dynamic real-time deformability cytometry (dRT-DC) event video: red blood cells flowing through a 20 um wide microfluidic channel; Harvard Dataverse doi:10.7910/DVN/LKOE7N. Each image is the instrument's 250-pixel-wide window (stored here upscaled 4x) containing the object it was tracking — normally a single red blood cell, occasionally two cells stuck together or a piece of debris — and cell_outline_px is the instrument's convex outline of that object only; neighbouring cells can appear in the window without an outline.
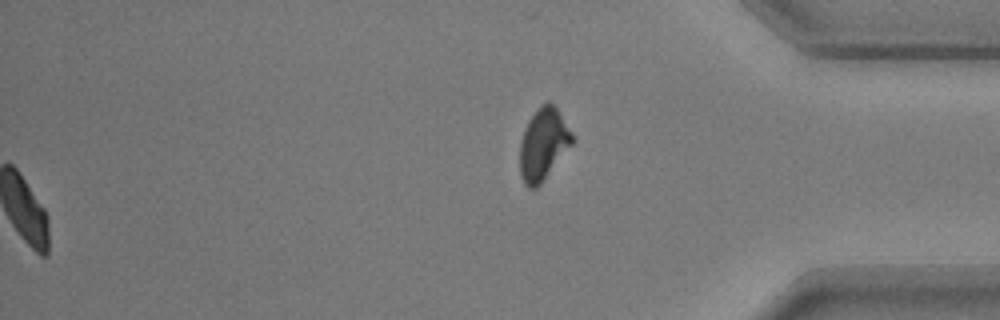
{"species": "common noctule bat (a hibernating species)", "species_latin": "Nyctalus noctula", "temperature_condition": "warm", "stored_images_in_passage": 57, "segment_of_instrument_passage": [2, 2], "camera_frame_rate_fps": 3000, "um_per_image_px": 0.085, "animal": {"sex": "male", "body_mass_g": 17.9, "forearm_length_mm": 54.2}, "frame": {"image": 1, "passage_image": 57, "time_ms": 18.667, "image_size_px": [1000, 320], "cell_outline_px": [[572, 144], [540, 184], [536, 188], [528, 188], [524, 184], [520, 176], [520, 140], [524, 128], [528, 120], [540, 104], [548, 100], [556, 108], [572, 132]], "centroid_in_image_um": [46.14, 12.24], "position_along_channel_um": 389.1, "area_um2": 21.79}}